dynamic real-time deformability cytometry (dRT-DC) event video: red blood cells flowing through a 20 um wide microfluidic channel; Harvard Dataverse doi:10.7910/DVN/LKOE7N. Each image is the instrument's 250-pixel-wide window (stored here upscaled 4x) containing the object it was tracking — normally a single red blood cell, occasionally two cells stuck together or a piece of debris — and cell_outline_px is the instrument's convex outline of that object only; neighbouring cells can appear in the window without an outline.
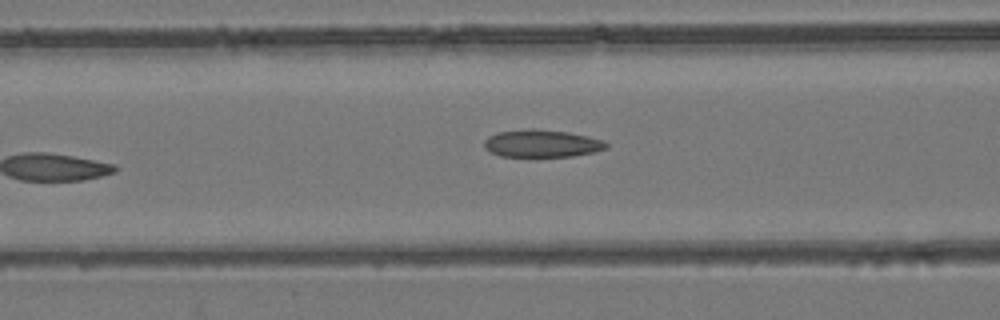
{"species": "common noctule bat (a hibernating species)", "species_latin": "Nyctalus noctula", "temperature_condition": "room temperature", "stored_images_in_passage": 8, "camera_frame_rate_fps": 3000, "um_per_image_px": 0.085, "animal": {"sex": "female", "body_mass_g": 24.6, "forearm_length_mm": 56.2}, "frame": {"image": 1, "passage_image": 8, "time_ms": 2.333, "image_size_px": [1000, 320], "cell_outline_px": [[608, 148], [596, 152], [572, 156], [536, 160], [500, 156], [484, 148], [484, 140], [488, 136], [496, 132], [532, 128], [536, 128], [568, 132], [588, 136], [604, 140], [608, 144]], "centroid_in_image_um": [46.05, 12.24], "position_along_channel_um": 120.6, "area_um2": 20.75}}